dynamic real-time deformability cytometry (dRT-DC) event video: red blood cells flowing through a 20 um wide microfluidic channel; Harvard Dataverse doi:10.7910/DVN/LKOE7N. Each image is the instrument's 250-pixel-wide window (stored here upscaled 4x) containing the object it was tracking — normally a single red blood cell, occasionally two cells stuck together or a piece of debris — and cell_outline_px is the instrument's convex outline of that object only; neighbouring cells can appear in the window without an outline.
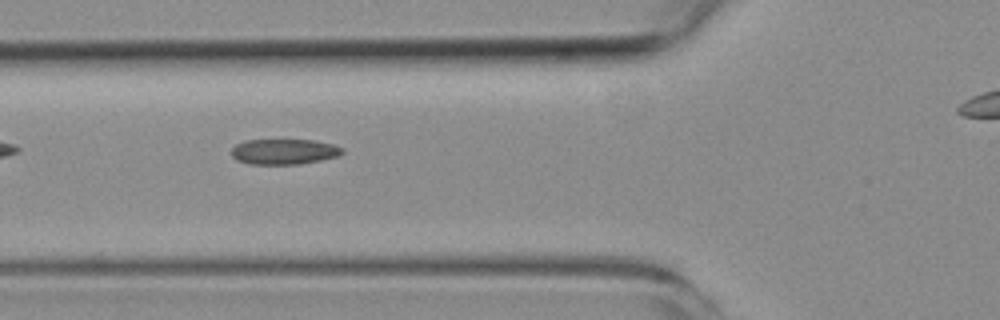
{"species": "common noctule bat (a hibernating species)", "species_latin": "Nyctalus noctula", "temperature_condition": "room temperature", "stored_images_in_passage": 7, "camera_frame_rate_fps": 3000, "um_per_image_px": 0.085, "animal": {"sex": "female", "body_mass_g": 19.3, "forearm_length_mm": 54.1}, "frame": {"image": 1, "passage_image": 5, "time_ms": 5.667, "image_size_px": [1000, 320], "cell_outline_px": [[344, 152], [340, 156], [300, 164], [248, 164], [236, 160], [232, 156], [232, 148], [236, 144], [244, 140], [316, 140], [332, 144], [344, 148]], "centroid_in_image_um": [24.16, 12.89], "position_along_channel_um": 101.6, "area_um2": 16.59}}
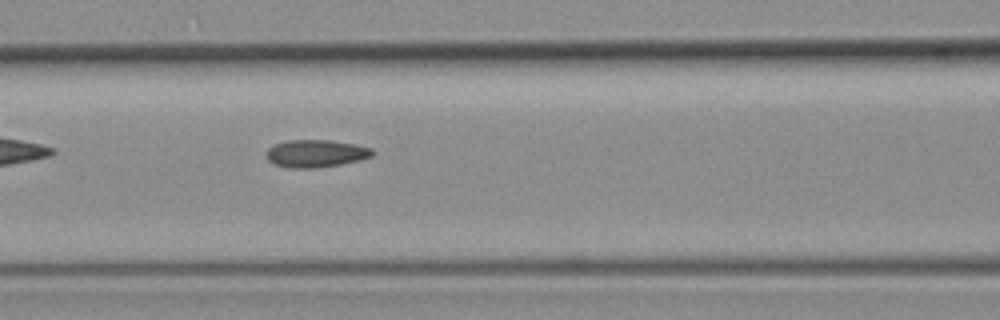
{"frame": {"image": 2, "passage_image": 6, "time_ms": 6.667, "image_size_px": [1000, 320], "cell_outline_px": [[376, 152], [372, 156], [360, 160], [340, 164], [316, 168], [292, 168], [276, 164], [268, 160], [268, 148], [276, 144], [288, 140], [332, 140], [372, 148]], "centroid_in_image_um": [26.89, 13.04], "position_along_channel_um": 139.7, "area_um2": 16.82}}